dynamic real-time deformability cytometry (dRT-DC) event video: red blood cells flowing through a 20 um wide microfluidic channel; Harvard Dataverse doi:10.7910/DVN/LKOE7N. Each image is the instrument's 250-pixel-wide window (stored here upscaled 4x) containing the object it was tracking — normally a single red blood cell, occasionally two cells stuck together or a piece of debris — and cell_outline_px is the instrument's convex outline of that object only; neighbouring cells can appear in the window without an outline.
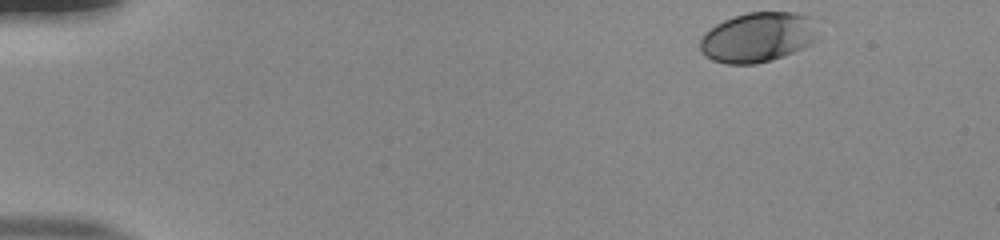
{"species": "human", "species_latin": "Homo sapiens", "temperature_condition": "room temperature", "stored_images_in_passage": 42, "camera_frame_rate_fps": 3000, "um_per_image_px": 0.085, "donor": {"sex": "male"}, "frame": {"image": 1, "passage_image": 1, "time_ms": 0.0, "image_size_px": [1000, 240], "cell_outline_px": [[820, 40], [804, 48], [756, 64], [724, 64], [712, 60], [704, 56], [700, 52], [700, 40], [704, 32], [716, 24], [724, 20], [748, 12], [796, 12], [808, 16]], "centroid_in_image_um": [64.38, 3.17], "position_along_channel_um": 20.6, "area_um2": 34.28}}
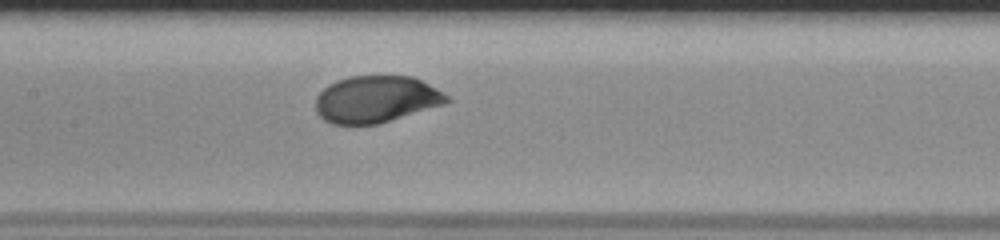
{"frame": {"image": 2, "passage_image": 22, "time_ms": 7.0, "image_size_px": [1000, 240], "cell_outline_px": [[452, 100], [444, 104], [376, 124], [332, 124], [324, 120], [316, 112], [316, 96], [328, 84], [336, 80], [348, 76], [412, 76], [444, 92]], "centroid_in_image_um": [31.94, 8.42], "position_along_channel_um": 175.5, "area_um2": 35.66}}
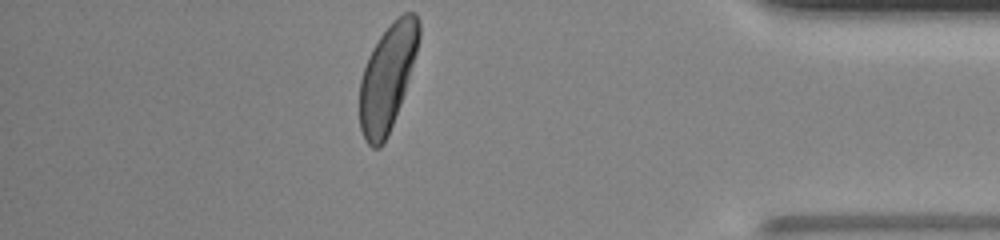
{"frame": {"image": 3, "passage_image": 42, "time_ms": 13.667, "image_size_px": [1000, 240], "cell_outline_px": [[420, 36], [416, 52], [404, 92], [400, 104], [388, 136], [384, 144], [380, 148], [372, 148], [364, 140], [360, 128], [360, 80], [368, 56], [372, 48], [380, 36], [392, 20], [396, 16], [404, 12], [416, 12], [420, 20]], "centroid_in_image_um": [32.93, 6.56], "position_along_channel_um": 402.3, "area_um2": 36.65}, "authors_computed_cell_mechanics": {"area_um2": 35.8938, "velocity_mm_per_s": 3.879, "shape_relaxation_time_tau1_ms": 2.202, "shape_relaxation_time_tau2_ms": null, "deformation_change_tau1": 0.1231, "deformation_change_tau2": null}}